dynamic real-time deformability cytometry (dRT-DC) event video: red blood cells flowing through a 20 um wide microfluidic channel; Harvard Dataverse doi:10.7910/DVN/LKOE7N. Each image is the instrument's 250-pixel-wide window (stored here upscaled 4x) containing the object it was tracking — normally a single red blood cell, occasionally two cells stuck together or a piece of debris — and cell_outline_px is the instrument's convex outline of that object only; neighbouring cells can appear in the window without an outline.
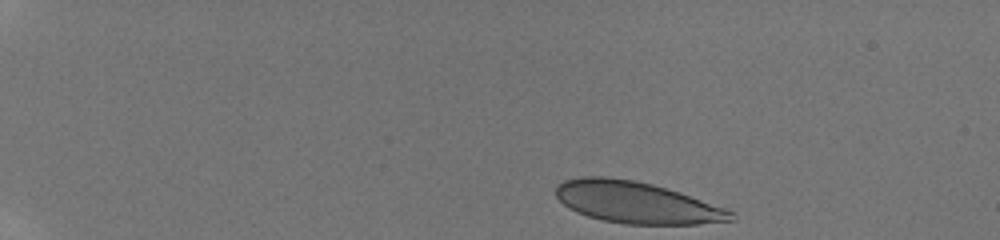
{"species": "human", "species_latin": "Homo sapiens", "temperature_condition": "room temperature", "stored_images_in_passage": 15, "camera_frame_rate_fps": 3000, "um_per_image_px": 0.085, "donor": {"sex": "male"}, "frame": {"image": 1, "passage_image": 1, "time_ms": 0.0, "image_size_px": [1000, 240], "cell_outline_px": [[736, 220], [696, 224], [624, 224], [600, 220], [576, 212], [568, 208], [556, 196], [556, 184], [564, 180], [580, 176], [604, 176], [632, 180], [652, 184], [724, 208], [732, 212], [736, 216]], "centroid_in_image_um": [54.03, 17.21], "position_along_channel_um": 31.0, "area_um2": 42.08}}